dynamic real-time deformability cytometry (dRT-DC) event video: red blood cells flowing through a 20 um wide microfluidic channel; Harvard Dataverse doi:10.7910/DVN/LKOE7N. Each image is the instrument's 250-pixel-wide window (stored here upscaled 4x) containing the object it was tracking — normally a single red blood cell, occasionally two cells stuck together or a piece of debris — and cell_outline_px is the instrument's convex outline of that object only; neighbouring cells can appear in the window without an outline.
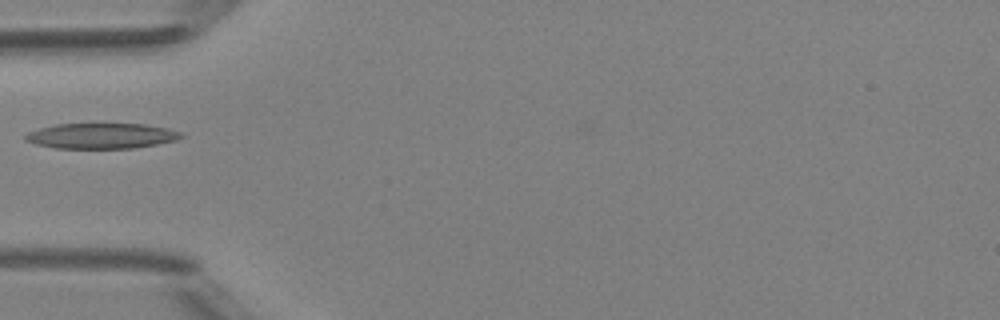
{"species": "Egyptian fruit bat (a non-hibernating species)", "species_latin": "Rousettus aegyptiacus", "temperature_condition": "room temperature", "stored_images_in_passage": 5, "camera_frame_rate_fps": 3000, "um_per_image_px": 0.085, "animal": {"sex": "female"}, "frame": {"image": 1, "passage_image": 5, "time_ms": 4.667, "image_size_px": [1000, 320], "cell_outline_px": [[184, 136], [176, 140], [156, 144], [132, 148], [56, 148], [36, 144], [24, 140], [24, 136], [28, 132], [40, 128], [56, 124], [144, 124], [168, 128], [184, 132]], "centroid_in_image_um": [8.64, 11.54], "position_along_channel_um": 76.4, "area_um2": 23.06}}